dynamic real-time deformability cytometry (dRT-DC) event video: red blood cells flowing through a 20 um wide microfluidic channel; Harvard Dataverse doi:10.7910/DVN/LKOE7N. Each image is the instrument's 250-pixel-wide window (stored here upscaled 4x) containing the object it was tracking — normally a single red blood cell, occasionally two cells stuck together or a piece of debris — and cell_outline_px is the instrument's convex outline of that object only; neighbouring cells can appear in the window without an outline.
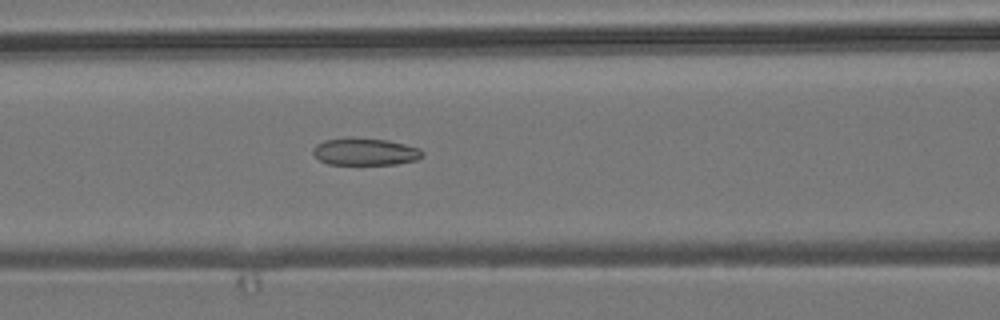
{"species": "common noctule bat (a hibernating species)", "species_latin": "Nyctalus noctula", "temperature_condition": "room temperature", "stored_images_in_passage": 49, "camera_frame_rate_fps": 3000, "um_per_image_px": 0.085, "animal": {"sex": "male", "body_mass_g": 19.2, "forearm_length_mm": 51.8}, "frame": {"image": 1, "passage_image": 18, "time_ms": 5.667, "image_size_px": [1000, 320], "cell_outline_px": [[424, 156], [416, 160], [396, 164], [328, 164], [320, 160], [312, 152], [312, 148], [316, 144], [324, 140], [348, 136], [388, 140], [420, 148], [424, 152]], "centroid_in_image_um": [31.03, 12.87], "position_along_channel_um": 135.6, "area_um2": 17.63}}
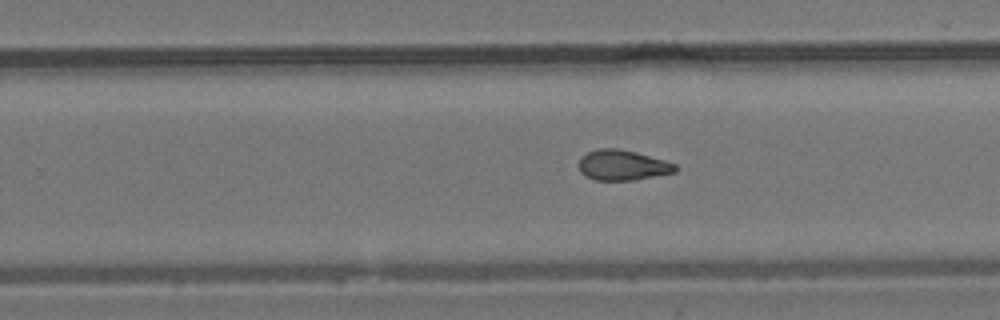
{"frame": {"image": 2, "passage_image": 29, "time_ms": 9.333, "image_size_px": [1000, 320], "cell_outline_px": [[680, 168], [676, 172], [632, 180], [596, 180], [580, 172], [580, 156], [588, 152], [600, 148], [616, 148], [636, 152], [664, 160], [676, 164]], "centroid_in_image_um": [52.95, 14.03], "position_along_channel_um": 276.9, "area_um2": 16.94}}
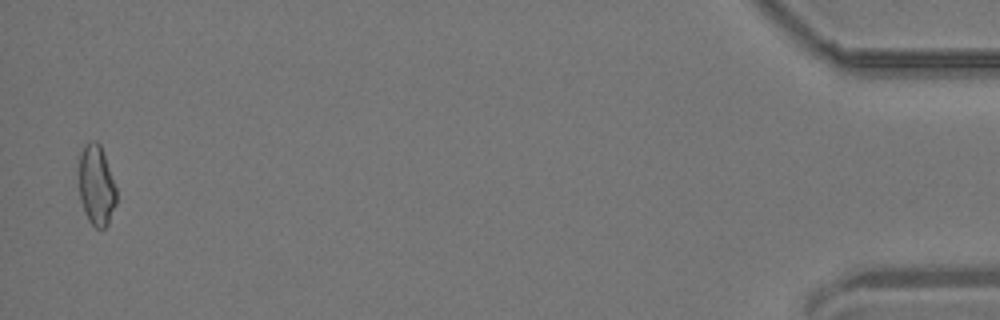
{"frame": {"image": 3, "passage_image": 48, "time_ms": 15.667, "image_size_px": [1000, 320], "cell_outline_px": [[116, 204], [108, 224], [104, 228], [96, 228], [88, 220], [80, 200], [80, 152], [84, 144], [88, 140], [96, 140], [100, 144], [116, 188]], "centroid_in_image_um": [8.19, 15.75], "position_along_channel_um": 427.0, "area_um2": 17.4}, "authors_computed_cell_mechanics": {"area_um2": 17.4556, "velocity_mm_per_s": 3.864, "shape_relaxation_time_tau1_ms": null, "shape_relaxation_time_tau2_ms": 2.1467, "deformation_change_tau1": null, "deformation_change_tau2": 0.0863}}